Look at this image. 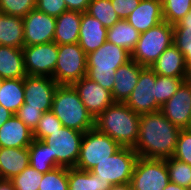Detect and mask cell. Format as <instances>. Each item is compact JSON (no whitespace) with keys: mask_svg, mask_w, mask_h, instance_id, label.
<instances>
[{"mask_svg":"<svg viewBox=\"0 0 191 190\" xmlns=\"http://www.w3.org/2000/svg\"><path fill=\"white\" fill-rule=\"evenodd\" d=\"M139 134L133 148L139 157L167 159L173 157L180 128L159 110L140 115Z\"/></svg>","mask_w":191,"mask_h":190,"instance_id":"obj_1","label":"cell"},{"mask_svg":"<svg viewBox=\"0 0 191 190\" xmlns=\"http://www.w3.org/2000/svg\"><path fill=\"white\" fill-rule=\"evenodd\" d=\"M139 120L140 115L125 103L114 102L95 118V128L122 147L134 148L140 129Z\"/></svg>","mask_w":191,"mask_h":190,"instance_id":"obj_2","label":"cell"},{"mask_svg":"<svg viewBox=\"0 0 191 190\" xmlns=\"http://www.w3.org/2000/svg\"><path fill=\"white\" fill-rule=\"evenodd\" d=\"M51 111L67 128L84 133L95 128V119L85 108L73 85L57 86Z\"/></svg>","mask_w":191,"mask_h":190,"instance_id":"obj_3","label":"cell"},{"mask_svg":"<svg viewBox=\"0 0 191 190\" xmlns=\"http://www.w3.org/2000/svg\"><path fill=\"white\" fill-rule=\"evenodd\" d=\"M130 60L129 51L106 41L98 49L87 54V77L112 92L117 68Z\"/></svg>","mask_w":191,"mask_h":190,"instance_id":"obj_4","label":"cell"},{"mask_svg":"<svg viewBox=\"0 0 191 190\" xmlns=\"http://www.w3.org/2000/svg\"><path fill=\"white\" fill-rule=\"evenodd\" d=\"M173 44V25L165 21L140 34L131 59L143 67H150Z\"/></svg>","mask_w":191,"mask_h":190,"instance_id":"obj_5","label":"cell"},{"mask_svg":"<svg viewBox=\"0 0 191 190\" xmlns=\"http://www.w3.org/2000/svg\"><path fill=\"white\" fill-rule=\"evenodd\" d=\"M122 146L96 128L84 133L76 168L90 171L100 162L115 154Z\"/></svg>","mask_w":191,"mask_h":190,"instance_id":"obj_6","label":"cell"},{"mask_svg":"<svg viewBox=\"0 0 191 190\" xmlns=\"http://www.w3.org/2000/svg\"><path fill=\"white\" fill-rule=\"evenodd\" d=\"M87 76V54L78 43L58 45L53 79L58 85H73Z\"/></svg>","mask_w":191,"mask_h":190,"instance_id":"obj_7","label":"cell"},{"mask_svg":"<svg viewBox=\"0 0 191 190\" xmlns=\"http://www.w3.org/2000/svg\"><path fill=\"white\" fill-rule=\"evenodd\" d=\"M138 154L130 147H121L108 159L100 162L90 170L98 178L111 185L130 183Z\"/></svg>","mask_w":191,"mask_h":190,"instance_id":"obj_8","label":"cell"},{"mask_svg":"<svg viewBox=\"0 0 191 190\" xmlns=\"http://www.w3.org/2000/svg\"><path fill=\"white\" fill-rule=\"evenodd\" d=\"M84 132L63 126L42 141L48 145L52 159L59 167H76Z\"/></svg>","mask_w":191,"mask_h":190,"instance_id":"obj_9","label":"cell"},{"mask_svg":"<svg viewBox=\"0 0 191 190\" xmlns=\"http://www.w3.org/2000/svg\"><path fill=\"white\" fill-rule=\"evenodd\" d=\"M169 182L165 159L138 157L130 181L132 190H163Z\"/></svg>","mask_w":191,"mask_h":190,"instance_id":"obj_10","label":"cell"},{"mask_svg":"<svg viewBox=\"0 0 191 190\" xmlns=\"http://www.w3.org/2000/svg\"><path fill=\"white\" fill-rule=\"evenodd\" d=\"M22 51L28 76L53 78L58 58V45L55 42L24 46Z\"/></svg>","mask_w":191,"mask_h":190,"instance_id":"obj_11","label":"cell"},{"mask_svg":"<svg viewBox=\"0 0 191 190\" xmlns=\"http://www.w3.org/2000/svg\"><path fill=\"white\" fill-rule=\"evenodd\" d=\"M125 104L138 115L161 109L156 102V73L150 67H143L140 70L138 83Z\"/></svg>","mask_w":191,"mask_h":190,"instance_id":"obj_12","label":"cell"},{"mask_svg":"<svg viewBox=\"0 0 191 190\" xmlns=\"http://www.w3.org/2000/svg\"><path fill=\"white\" fill-rule=\"evenodd\" d=\"M22 19L24 46L53 42L56 17L34 9Z\"/></svg>","mask_w":191,"mask_h":190,"instance_id":"obj_13","label":"cell"},{"mask_svg":"<svg viewBox=\"0 0 191 190\" xmlns=\"http://www.w3.org/2000/svg\"><path fill=\"white\" fill-rule=\"evenodd\" d=\"M57 86L51 77L25 76L24 103L28 104V107L40 109L43 113L50 111Z\"/></svg>","mask_w":191,"mask_h":190,"instance_id":"obj_14","label":"cell"},{"mask_svg":"<svg viewBox=\"0 0 191 190\" xmlns=\"http://www.w3.org/2000/svg\"><path fill=\"white\" fill-rule=\"evenodd\" d=\"M73 87L94 119L114 103L111 92L87 76L75 82Z\"/></svg>","mask_w":191,"mask_h":190,"instance_id":"obj_15","label":"cell"},{"mask_svg":"<svg viewBox=\"0 0 191 190\" xmlns=\"http://www.w3.org/2000/svg\"><path fill=\"white\" fill-rule=\"evenodd\" d=\"M160 111L180 129L191 126V87L183 82L176 93L166 101Z\"/></svg>","mask_w":191,"mask_h":190,"instance_id":"obj_16","label":"cell"},{"mask_svg":"<svg viewBox=\"0 0 191 190\" xmlns=\"http://www.w3.org/2000/svg\"><path fill=\"white\" fill-rule=\"evenodd\" d=\"M140 34L164 21L162 0H140L126 19Z\"/></svg>","mask_w":191,"mask_h":190,"instance_id":"obj_17","label":"cell"},{"mask_svg":"<svg viewBox=\"0 0 191 190\" xmlns=\"http://www.w3.org/2000/svg\"><path fill=\"white\" fill-rule=\"evenodd\" d=\"M142 68L143 66L132 59L117 68L114 75L115 82L111 92L114 102H126L138 83L140 70Z\"/></svg>","mask_w":191,"mask_h":190,"instance_id":"obj_18","label":"cell"},{"mask_svg":"<svg viewBox=\"0 0 191 190\" xmlns=\"http://www.w3.org/2000/svg\"><path fill=\"white\" fill-rule=\"evenodd\" d=\"M108 29L88 13L83 12L79 30V46L86 54H89L107 41Z\"/></svg>","mask_w":191,"mask_h":190,"instance_id":"obj_19","label":"cell"},{"mask_svg":"<svg viewBox=\"0 0 191 190\" xmlns=\"http://www.w3.org/2000/svg\"><path fill=\"white\" fill-rule=\"evenodd\" d=\"M33 132L16 115L0 127V148H28Z\"/></svg>","mask_w":191,"mask_h":190,"instance_id":"obj_20","label":"cell"},{"mask_svg":"<svg viewBox=\"0 0 191 190\" xmlns=\"http://www.w3.org/2000/svg\"><path fill=\"white\" fill-rule=\"evenodd\" d=\"M30 165L28 148H0V180H10Z\"/></svg>","mask_w":191,"mask_h":190,"instance_id":"obj_21","label":"cell"},{"mask_svg":"<svg viewBox=\"0 0 191 190\" xmlns=\"http://www.w3.org/2000/svg\"><path fill=\"white\" fill-rule=\"evenodd\" d=\"M186 67L183 53L174 44L150 66L156 74L169 77H185Z\"/></svg>","mask_w":191,"mask_h":190,"instance_id":"obj_22","label":"cell"},{"mask_svg":"<svg viewBox=\"0 0 191 190\" xmlns=\"http://www.w3.org/2000/svg\"><path fill=\"white\" fill-rule=\"evenodd\" d=\"M82 12L67 10L56 17L53 42L57 45L78 43Z\"/></svg>","mask_w":191,"mask_h":190,"instance_id":"obj_23","label":"cell"},{"mask_svg":"<svg viewBox=\"0 0 191 190\" xmlns=\"http://www.w3.org/2000/svg\"><path fill=\"white\" fill-rule=\"evenodd\" d=\"M25 76L22 49L0 45V79H20Z\"/></svg>","mask_w":191,"mask_h":190,"instance_id":"obj_24","label":"cell"},{"mask_svg":"<svg viewBox=\"0 0 191 190\" xmlns=\"http://www.w3.org/2000/svg\"><path fill=\"white\" fill-rule=\"evenodd\" d=\"M0 45L24 47L23 19L0 13Z\"/></svg>","mask_w":191,"mask_h":190,"instance_id":"obj_25","label":"cell"},{"mask_svg":"<svg viewBox=\"0 0 191 190\" xmlns=\"http://www.w3.org/2000/svg\"><path fill=\"white\" fill-rule=\"evenodd\" d=\"M24 78L0 81V104L14 115L24 104Z\"/></svg>","mask_w":191,"mask_h":190,"instance_id":"obj_26","label":"cell"},{"mask_svg":"<svg viewBox=\"0 0 191 190\" xmlns=\"http://www.w3.org/2000/svg\"><path fill=\"white\" fill-rule=\"evenodd\" d=\"M140 33L126 20L120 19L107 31V41L120 46L130 53L135 48Z\"/></svg>","mask_w":191,"mask_h":190,"instance_id":"obj_27","label":"cell"},{"mask_svg":"<svg viewBox=\"0 0 191 190\" xmlns=\"http://www.w3.org/2000/svg\"><path fill=\"white\" fill-rule=\"evenodd\" d=\"M68 186L69 190H110L112 187L108 181L76 167L68 168Z\"/></svg>","mask_w":191,"mask_h":190,"instance_id":"obj_28","label":"cell"},{"mask_svg":"<svg viewBox=\"0 0 191 190\" xmlns=\"http://www.w3.org/2000/svg\"><path fill=\"white\" fill-rule=\"evenodd\" d=\"M30 166L40 173H47L59 166L52 159L50 148L42 140H33L28 147Z\"/></svg>","mask_w":191,"mask_h":190,"instance_id":"obj_29","label":"cell"},{"mask_svg":"<svg viewBox=\"0 0 191 190\" xmlns=\"http://www.w3.org/2000/svg\"><path fill=\"white\" fill-rule=\"evenodd\" d=\"M86 13L99 20L107 29L120 20L111 0H91Z\"/></svg>","mask_w":191,"mask_h":190,"instance_id":"obj_30","label":"cell"},{"mask_svg":"<svg viewBox=\"0 0 191 190\" xmlns=\"http://www.w3.org/2000/svg\"><path fill=\"white\" fill-rule=\"evenodd\" d=\"M165 161L170 182L191 189V166L174 157L167 158Z\"/></svg>","mask_w":191,"mask_h":190,"instance_id":"obj_31","label":"cell"},{"mask_svg":"<svg viewBox=\"0 0 191 190\" xmlns=\"http://www.w3.org/2000/svg\"><path fill=\"white\" fill-rule=\"evenodd\" d=\"M184 78L156 74V102L160 107L176 93Z\"/></svg>","mask_w":191,"mask_h":190,"instance_id":"obj_32","label":"cell"},{"mask_svg":"<svg viewBox=\"0 0 191 190\" xmlns=\"http://www.w3.org/2000/svg\"><path fill=\"white\" fill-rule=\"evenodd\" d=\"M191 10V0H162L165 22L175 25Z\"/></svg>","mask_w":191,"mask_h":190,"instance_id":"obj_33","label":"cell"},{"mask_svg":"<svg viewBox=\"0 0 191 190\" xmlns=\"http://www.w3.org/2000/svg\"><path fill=\"white\" fill-rule=\"evenodd\" d=\"M39 190H69L68 168L58 167L44 173Z\"/></svg>","mask_w":191,"mask_h":190,"instance_id":"obj_34","label":"cell"},{"mask_svg":"<svg viewBox=\"0 0 191 190\" xmlns=\"http://www.w3.org/2000/svg\"><path fill=\"white\" fill-rule=\"evenodd\" d=\"M43 173L38 172L32 166H28L23 172L9 181L15 190H39Z\"/></svg>","mask_w":191,"mask_h":190,"instance_id":"obj_35","label":"cell"},{"mask_svg":"<svg viewBox=\"0 0 191 190\" xmlns=\"http://www.w3.org/2000/svg\"><path fill=\"white\" fill-rule=\"evenodd\" d=\"M63 127L62 122L50 110L43 113L37 127L33 131V138L35 140H43L45 137L52 134L56 130Z\"/></svg>","mask_w":191,"mask_h":190,"instance_id":"obj_36","label":"cell"},{"mask_svg":"<svg viewBox=\"0 0 191 190\" xmlns=\"http://www.w3.org/2000/svg\"><path fill=\"white\" fill-rule=\"evenodd\" d=\"M36 9V0H0V13L25 17Z\"/></svg>","mask_w":191,"mask_h":190,"instance_id":"obj_37","label":"cell"},{"mask_svg":"<svg viewBox=\"0 0 191 190\" xmlns=\"http://www.w3.org/2000/svg\"><path fill=\"white\" fill-rule=\"evenodd\" d=\"M173 157L191 166V128L180 130Z\"/></svg>","mask_w":191,"mask_h":190,"instance_id":"obj_38","label":"cell"},{"mask_svg":"<svg viewBox=\"0 0 191 190\" xmlns=\"http://www.w3.org/2000/svg\"><path fill=\"white\" fill-rule=\"evenodd\" d=\"M33 132L38 125L43 112L38 108L23 104L15 114Z\"/></svg>","mask_w":191,"mask_h":190,"instance_id":"obj_39","label":"cell"},{"mask_svg":"<svg viewBox=\"0 0 191 190\" xmlns=\"http://www.w3.org/2000/svg\"><path fill=\"white\" fill-rule=\"evenodd\" d=\"M173 44L183 53L186 65H190L191 31H173Z\"/></svg>","mask_w":191,"mask_h":190,"instance_id":"obj_40","label":"cell"},{"mask_svg":"<svg viewBox=\"0 0 191 190\" xmlns=\"http://www.w3.org/2000/svg\"><path fill=\"white\" fill-rule=\"evenodd\" d=\"M36 9L48 15L58 17L67 11L64 0H36Z\"/></svg>","mask_w":191,"mask_h":190,"instance_id":"obj_41","label":"cell"},{"mask_svg":"<svg viewBox=\"0 0 191 190\" xmlns=\"http://www.w3.org/2000/svg\"><path fill=\"white\" fill-rule=\"evenodd\" d=\"M139 2L140 0H111L114 11L120 19H127Z\"/></svg>","mask_w":191,"mask_h":190,"instance_id":"obj_42","label":"cell"},{"mask_svg":"<svg viewBox=\"0 0 191 190\" xmlns=\"http://www.w3.org/2000/svg\"><path fill=\"white\" fill-rule=\"evenodd\" d=\"M67 10L86 12L91 0H64Z\"/></svg>","mask_w":191,"mask_h":190,"instance_id":"obj_43","label":"cell"},{"mask_svg":"<svg viewBox=\"0 0 191 190\" xmlns=\"http://www.w3.org/2000/svg\"><path fill=\"white\" fill-rule=\"evenodd\" d=\"M173 31H191V10L173 25Z\"/></svg>","mask_w":191,"mask_h":190,"instance_id":"obj_44","label":"cell"},{"mask_svg":"<svg viewBox=\"0 0 191 190\" xmlns=\"http://www.w3.org/2000/svg\"><path fill=\"white\" fill-rule=\"evenodd\" d=\"M14 114L7 110L4 106L0 104V127L8 121Z\"/></svg>","mask_w":191,"mask_h":190,"instance_id":"obj_45","label":"cell"},{"mask_svg":"<svg viewBox=\"0 0 191 190\" xmlns=\"http://www.w3.org/2000/svg\"><path fill=\"white\" fill-rule=\"evenodd\" d=\"M0 190H15L9 180H0Z\"/></svg>","mask_w":191,"mask_h":190,"instance_id":"obj_46","label":"cell"},{"mask_svg":"<svg viewBox=\"0 0 191 190\" xmlns=\"http://www.w3.org/2000/svg\"><path fill=\"white\" fill-rule=\"evenodd\" d=\"M110 190H132L130 183L119 184V185H112Z\"/></svg>","mask_w":191,"mask_h":190,"instance_id":"obj_47","label":"cell"},{"mask_svg":"<svg viewBox=\"0 0 191 190\" xmlns=\"http://www.w3.org/2000/svg\"><path fill=\"white\" fill-rule=\"evenodd\" d=\"M163 190H188L187 188L181 187L176 183L169 182Z\"/></svg>","mask_w":191,"mask_h":190,"instance_id":"obj_48","label":"cell"},{"mask_svg":"<svg viewBox=\"0 0 191 190\" xmlns=\"http://www.w3.org/2000/svg\"><path fill=\"white\" fill-rule=\"evenodd\" d=\"M184 82L191 87V64L186 67Z\"/></svg>","mask_w":191,"mask_h":190,"instance_id":"obj_49","label":"cell"}]
</instances>
